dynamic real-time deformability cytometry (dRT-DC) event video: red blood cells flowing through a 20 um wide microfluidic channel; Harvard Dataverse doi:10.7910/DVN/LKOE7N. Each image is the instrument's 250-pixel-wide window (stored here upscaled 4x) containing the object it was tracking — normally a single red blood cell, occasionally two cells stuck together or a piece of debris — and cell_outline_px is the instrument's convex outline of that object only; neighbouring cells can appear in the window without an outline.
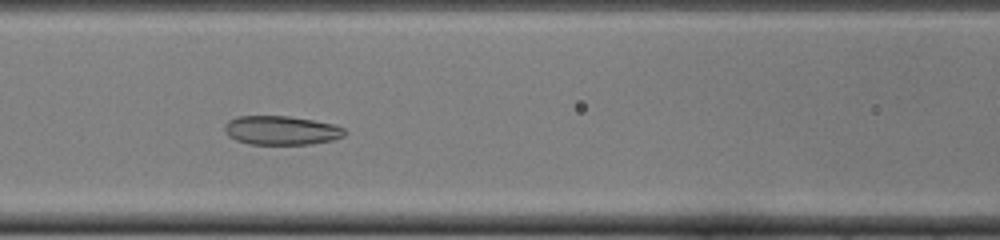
{"species": "common noctule bat (a hibernating species)", "species_latin": "Nyctalus noctula", "temperature_condition": "cold", "stored_images_in_passage": 46, "camera_frame_rate_fps": 3000, "um_per_image_px": 0.085, "animal": {"sex": "female", "body_mass_g": 22.0, "forearm_length_mm": 56.7}, "frame": {"image": 1, "passage_image": 17, "time_ms": 5.333, "image_size_px": [1000, 240], "cell_outline_px": [[348, 132], [344, 136], [332, 140], [308, 144], [248, 144], [236, 140], [228, 136], [224, 132], [224, 124], [228, 120], [236, 116], [288, 116], [312, 120], [332, 124], [344, 128]], "centroid_in_image_um": [23.87, 11.08], "position_along_channel_um": 142.7, "area_um2": 20.35}}
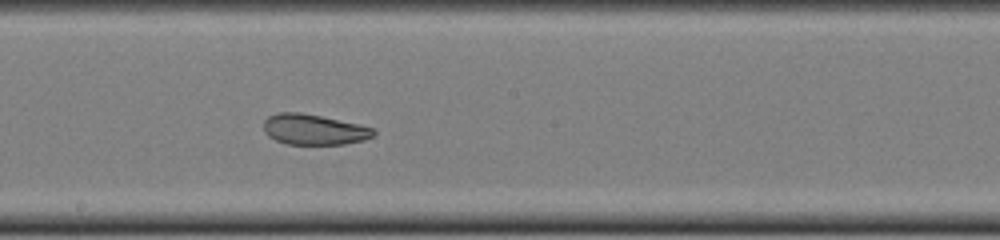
{"frame": {"image": 2, "passage_image": 23, "time_ms": 7.333, "image_size_px": [1000, 240], "cell_outline_px": [[376, 132], [372, 136], [364, 140], [344, 144], [288, 144], [276, 140], [268, 136], [264, 132], [264, 120], [268, 116], [280, 112], [300, 112], [360, 124], [372, 128]], "centroid_in_image_um": [26.67, 11.0], "position_along_channel_um": 221.5, "area_um2": 19.48}}
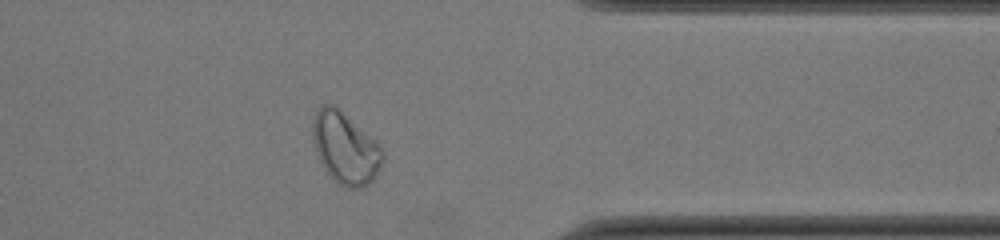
{"frame": {"image": 3, "passage_image": 36, "time_ms": 11.667, "image_size_px": [1000, 240], "cell_outline_px": [[384, 160], [376, 176], [368, 184], [360, 188], [348, 188], [336, 184], [332, 180], [324, 168], [316, 152], [312, 136], [312, 120], [320, 104], [332, 104], [376, 140], [384, 152]], "centroid_in_image_um": [29.35, 12.61], "position_along_channel_um": 382.1, "area_um2": 29.3}, "authors_computed_cell_mechanics": {"area_um2": 23.8714, "velocity_mm_per_s": 3.9564, "shape_relaxation_time_tau1_ms": null, "shape_relaxation_time_tau2_ms": 2.6975, "deformation_change_tau1": null, "deformation_change_tau2": 0.0835}}